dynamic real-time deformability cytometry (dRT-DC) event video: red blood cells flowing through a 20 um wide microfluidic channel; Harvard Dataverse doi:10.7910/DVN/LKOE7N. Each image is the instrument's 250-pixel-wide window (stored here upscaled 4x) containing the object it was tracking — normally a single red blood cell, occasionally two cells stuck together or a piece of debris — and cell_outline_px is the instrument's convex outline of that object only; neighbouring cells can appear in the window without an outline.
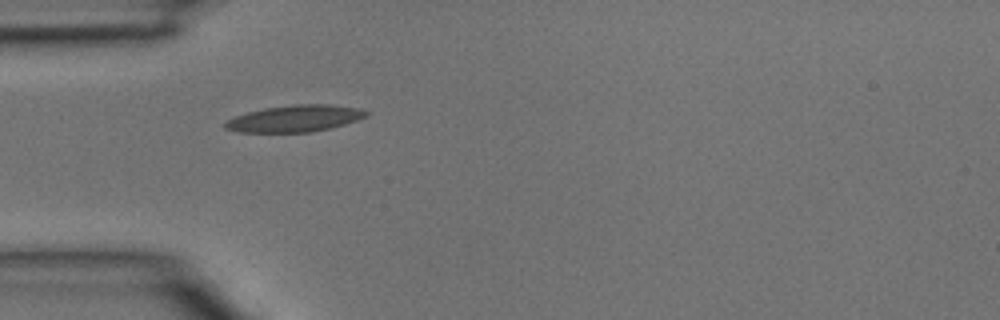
{"species": "common noctule bat (a hibernating species)", "species_latin": "Nyctalus noctula", "temperature_condition": "room temperature", "stored_images_in_passage": 4, "camera_frame_rate_fps": 3000, "um_per_image_px": 0.085, "animal": {"sex": "male", "body_mass_g": 15.6}, "frame": {"image": 1, "passage_image": 4, "time_ms": 1.0, "image_size_px": [1000, 320], "cell_outline_px": [[372, 112], [368, 116], [344, 124], [312, 132], [240, 132], [224, 128], [224, 124], [228, 120], [236, 116], [248, 112], [264, 108], [296, 104], [332, 104], [360, 108]], "centroid_in_image_um": [25.12, 10.06], "position_along_channel_um": 59.9, "area_um2": 21.91}}